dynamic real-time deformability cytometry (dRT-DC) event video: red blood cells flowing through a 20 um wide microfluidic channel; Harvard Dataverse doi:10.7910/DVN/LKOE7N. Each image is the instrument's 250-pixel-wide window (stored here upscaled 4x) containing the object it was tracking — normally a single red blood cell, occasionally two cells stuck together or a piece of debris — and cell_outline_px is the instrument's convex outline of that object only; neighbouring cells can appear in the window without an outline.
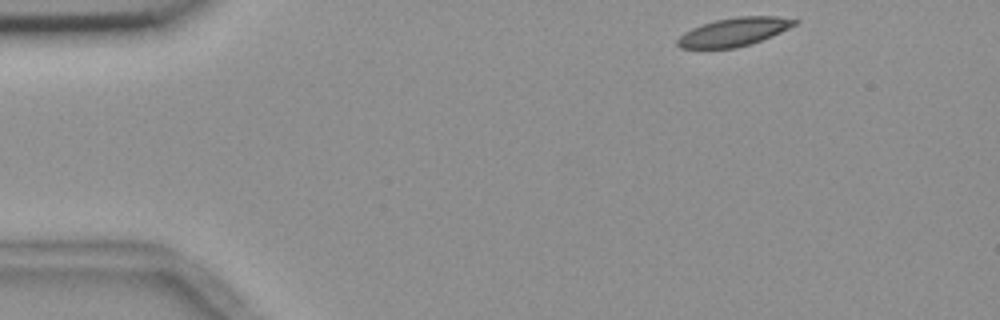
{"species": "common noctule bat (a hibernating species)", "species_latin": "Nyctalus noctula", "temperature_condition": "room temperature", "stored_images_in_passage": 49, "camera_frame_rate_fps": 3000, "um_per_image_px": 0.085, "animal": {"sex": "female", "body_mass_g": 18.4}, "frame": {"image": 1, "passage_image": 1, "time_ms": 0.0, "image_size_px": [1000, 320], "cell_outline_px": [[800, 20], [796, 24], [772, 36], [736, 48], [680, 48], [676, 44], [676, 40], [684, 32], [692, 28], [716, 20], [736, 16], [776, 16]], "centroid_in_image_um": [62.38, 2.71], "position_along_channel_um": 22.6, "area_um2": 19.19}}
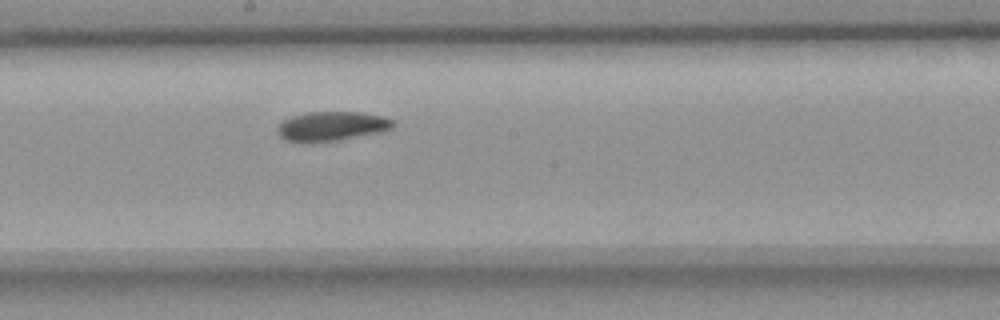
{"frame": {"image": 2, "passage_image": 24, "time_ms": 7.667, "image_size_px": [1000, 320], "cell_outline_px": [[396, 128], [384, 132], [340, 140], [312, 144], [304, 144], [284, 140], [276, 132], [276, 128], [280, 120], [288, 116], [304, 112], [360, 112], [384, 116], [396, 120]], "centroid_in_image_um": [28.18, 10.75], "position_along_channel_um": 220.0, "area_um2": 21.04}}
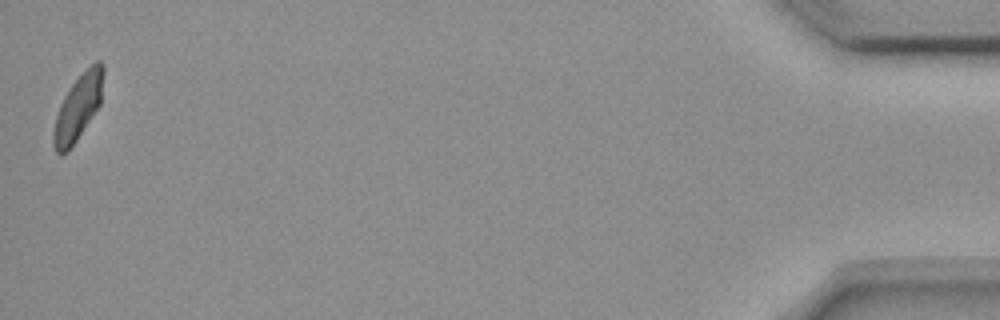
{"frame": {"image": 3, "passage_image": 49, "time_ms": 16.0, "image_size_px": [1000, 320], "cell_outline_px": [[104, 72], [100, 104], [68, 152], [60, 156], [56, 152], [52, 144], [52, 132], [56, 116], [60, 104], [64, 96], [72, 84], [96, 60], [100, 60], [104, 64]], "centroid_in_image_um": [6.62, 9.16], "position_along_channel_um": 428.6, "area_um2": 18.9}, "authors_computed_cell_mechanics": {"area_um2": 20.23, "velocity_mm_per_s": 3.6223, "shape_relaxation_time_tau1_ms": 6.6889, "shape_relaxation_time_tau2_ms": 6.1848, "deformation_change_tau1": 0.126, "deformation_change_tau2": 0.1029}}